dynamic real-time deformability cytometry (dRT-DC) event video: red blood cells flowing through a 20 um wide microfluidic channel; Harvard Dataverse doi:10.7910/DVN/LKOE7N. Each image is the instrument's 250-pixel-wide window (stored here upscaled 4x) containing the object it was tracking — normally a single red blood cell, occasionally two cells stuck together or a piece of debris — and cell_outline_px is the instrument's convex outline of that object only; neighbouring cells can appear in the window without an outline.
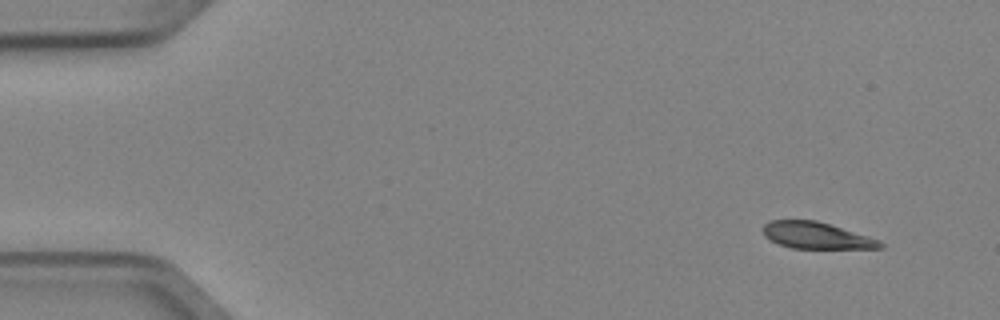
{"species": "Egyptian fruit bat (a non-hibernating species)", "species_latin": "Rousettus aegyptiacus", "temperature_condition": "cold", "stored_images_in_passage": 4, "camera_frame_rate_fps": 3000, "um_per_image_px": 0.085, "animal": {"sex": "female"}, "frame": {"image": 1, "passage_image": 1, "time_ms": 0.0, "image_size_px": [1000, 320], "cell_outline_px": [[884, 248], [792, 248], [780, 244], [764, 236], [764, 224], [768, 220], [816, 220], [868, 236], [880, 240], [884, 244]], "centroid_in_image_um": [69.4, 20.01], "position_along_channel_um": 15.6, "area_um2": 17.92}}
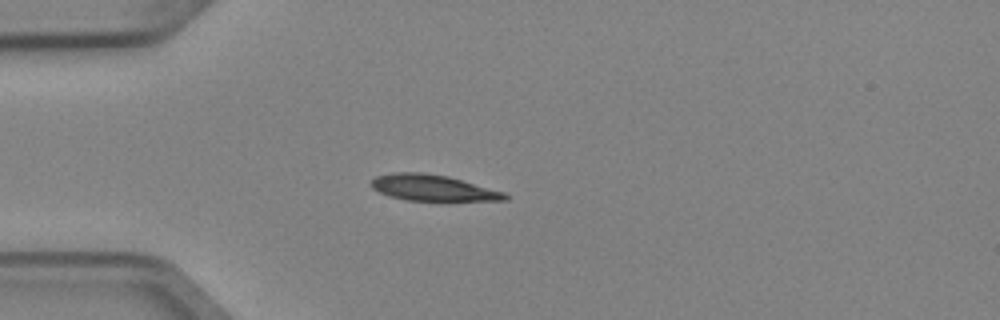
{"frame": {"image": 2, "passage_image": 4, "time_ms": 1.0, "image_size_px": [1000, 320], "cell_outline_px": [[508, 200], [408, 200], [388, 196], [372, 188], [372, 180], [376, 176], [392, 172], [420, 172], [448, 176], [504, 192], [508, 196]], "centroid_in_image_um": [36.76, 15.95], "position_along_channel_um": 48.2, "area_um2": 20.0}}